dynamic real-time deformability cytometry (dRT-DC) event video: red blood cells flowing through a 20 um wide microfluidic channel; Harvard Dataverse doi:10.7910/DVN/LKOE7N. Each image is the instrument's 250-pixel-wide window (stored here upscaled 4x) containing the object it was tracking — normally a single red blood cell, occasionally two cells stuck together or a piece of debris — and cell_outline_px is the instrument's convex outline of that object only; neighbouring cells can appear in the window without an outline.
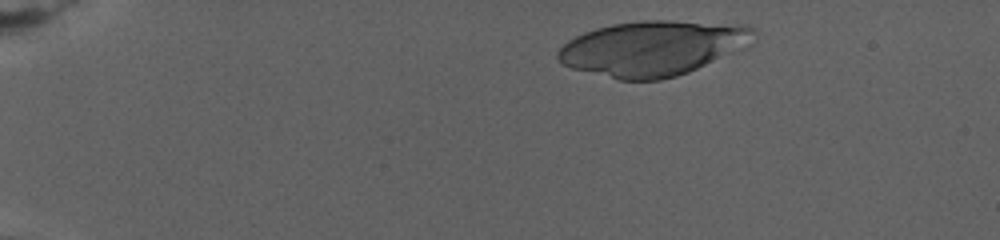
{"species": "human", "species_latin": "Homo sapiens", "temperature_condition": "warm", "stored_images_in_passage": 74, "camera_frame_rate_fps": 3000, "um_per_image_px": 0.085, "donor": {"sex": "female"}, "frame": {"image": 1, "passage_image": 6, "time_ms": 1.333, "image_size_px": [1000, 240], "cell_outline_px": [[756, 36], [752, 44], [748, 48], [688, 72], [676, 76], [660, 80], [620, 80], [572, 68], [556, 60], [556, 52], [568, 40], [584, 32], [596, 28], [612, 24], [640, 20], [672, 20], [748, 24], [756, 28]], "centroid_in_image_um": [55.58, 4.07], "position_along_channel_um": 29.4, "area_um2": 63.7}}